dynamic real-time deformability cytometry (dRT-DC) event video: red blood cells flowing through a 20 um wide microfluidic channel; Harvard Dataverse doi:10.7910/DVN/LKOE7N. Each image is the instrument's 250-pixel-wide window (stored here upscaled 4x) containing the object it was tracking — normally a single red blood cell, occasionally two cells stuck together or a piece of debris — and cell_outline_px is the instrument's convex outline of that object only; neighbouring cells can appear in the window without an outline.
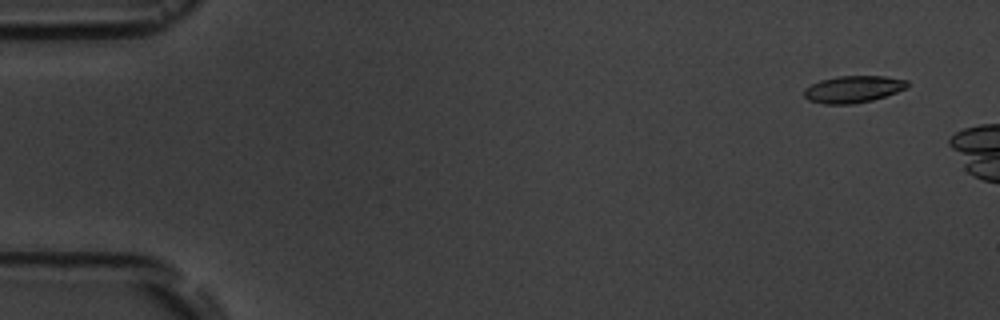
{"species": "common noctule bat (a hibernating species)", "species_latin": "Nyctalus noctula", "temperature_condition": "room temperature", "stored_images_in_passage": 6, "camera_frame_rate_fps": 3000, "um_per_image_px": 0.085, "animal": {"sex": "male", "body_mass_g": 19.5, "forearm_length_mm": 54.6}, "frame": {"image": 1, "passage_image": 1, "time_ms": 0.0, "image_size_px": [1000, 320], "cell_outline_px": [[908, 88], [872, 100], [852, 104], [824, 104], [808, 100], [804, 96], [804, 88], [820, 80], [836, 76], [884, 76], [908, 80]], "centroid_in_image_um": [72.51, 7.58], "position_along_channel_um": 12.5, "area_um2": 16.24}}
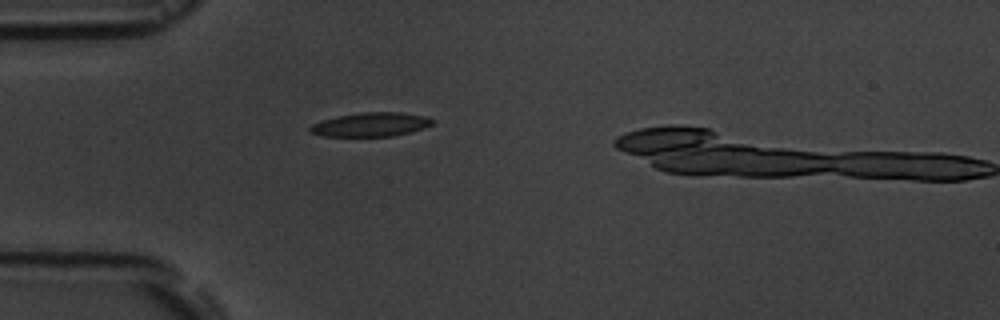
{"frame": {"image": 2, "passage_image": 5, "time_ms": 4.333, "image_size_px": [1000, 320], "cell_outline_px": [[432, 124], [424, 128], [392, 136], [320, 136], [308, 132], [308, 128], [312, 124], [324, 120], [340, 116], [360, 112], [400, 112], [424, 116], [432, 120]], "centroid_in_image_um": [31.47, 10.59], "position_along_channel_um": 53.5, "area_um2": 16.88}}